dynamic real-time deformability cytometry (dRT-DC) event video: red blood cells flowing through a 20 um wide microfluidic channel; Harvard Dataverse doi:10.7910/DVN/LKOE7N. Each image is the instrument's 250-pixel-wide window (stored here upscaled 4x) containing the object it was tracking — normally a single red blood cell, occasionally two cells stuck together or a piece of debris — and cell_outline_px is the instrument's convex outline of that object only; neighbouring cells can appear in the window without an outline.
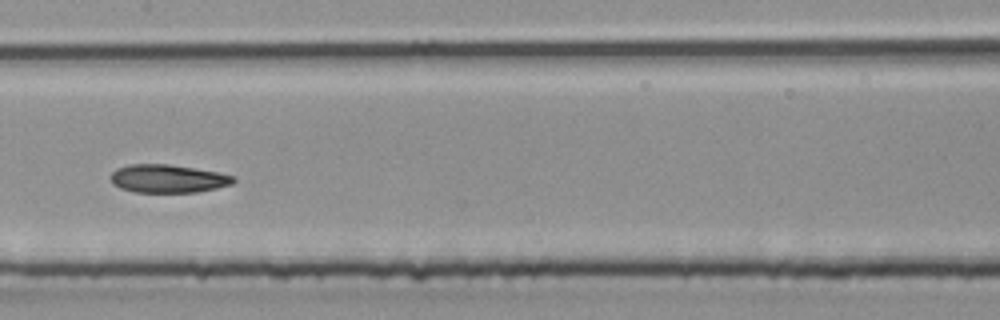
{"species": "common noctule bat (a hibernating species)", "species_latin": "Nyctalus noctula", "temperature_condition": "room temperature", "stored_images_in_passage": 32, "camera_frame_rate_fps": 3000, "um_per_image_px": 0.085, "animal": {"sex": "male", "body_mass_g": 20.4}, "frame": {"image": 1, "passage_image": 13, "time_ms": 4.0, "image_size_px": [1000, 320], "cell_outline_px": [[236, 180], [232, 184], [216, 188], [196, 192], [136, 192], [120, 188], [112, 184], [108, 176], [116, 168], [128, 164], [168, 164], [216, 172], [232, 176]], "centroid_in_image_um": [14.19, 15.18], "position_along_channel_um": 193.2, "area_um2": 20.11}}